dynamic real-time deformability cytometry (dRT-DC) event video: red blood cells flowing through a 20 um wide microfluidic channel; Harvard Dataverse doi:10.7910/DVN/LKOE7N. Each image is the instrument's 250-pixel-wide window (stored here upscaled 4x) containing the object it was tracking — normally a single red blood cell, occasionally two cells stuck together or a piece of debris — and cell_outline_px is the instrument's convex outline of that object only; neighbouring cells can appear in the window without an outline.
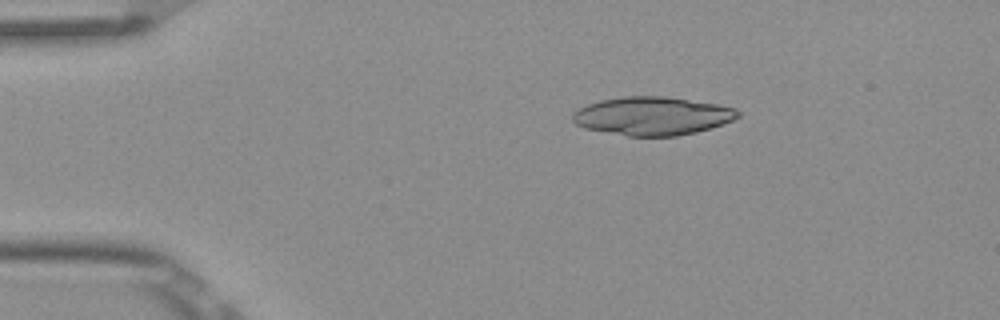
{"species": "Egyptian fruit bat (a non-hibernating species)", "species_latin": "Rousettus aegyptiacus", "temperature_condition": "room temperature", "stored_images_in_passage": 2, "camera_frame_rate_fps": 3000, "um_per_image_px": 0.085, "frame": {"image": 1, "passage_image": 1, "time_ms": 0.0, "image_size_px": [1000, 320], "cell_outline_px": [[740, 116], [732, 120], [696, 132], [676, 136], [628, 136], [584, 128], [576, 124], [572, 120], [572, 112], [588, 104], [600, 100], [624, 96], [664, 96], [720, 104], [736, 108], [740, 112]], "centroid_in_image_um": [55.44, 9.85], "position_along_channel_um": 29.6, "area_um2": 36.93}}